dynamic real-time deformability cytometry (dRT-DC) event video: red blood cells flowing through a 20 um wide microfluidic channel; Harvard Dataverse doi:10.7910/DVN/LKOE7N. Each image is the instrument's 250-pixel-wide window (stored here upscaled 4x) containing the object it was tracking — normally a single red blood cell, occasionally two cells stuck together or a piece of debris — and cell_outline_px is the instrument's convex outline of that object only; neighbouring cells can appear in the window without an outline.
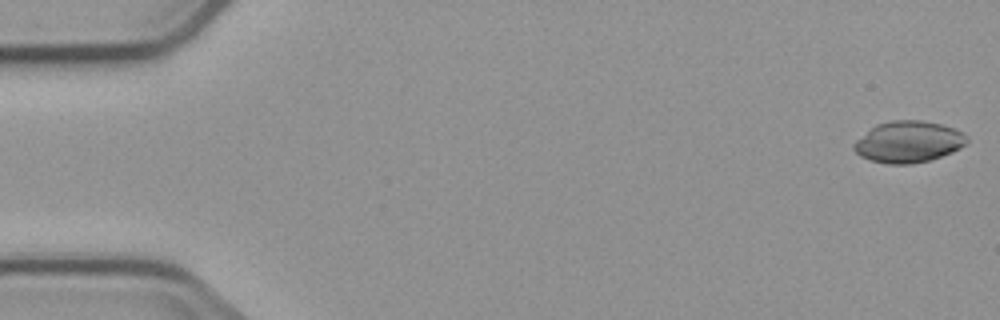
{"species": "common noctule bat (a hibernating species)", "species_latin": "Nyctalus noctula", "temperature_condition": "cold", "stored_images_in_passage": 6, "camera_frame_rate_fps": 3000, "um_per_image_px": 0.085, "animal": {"sex": "male", "body_mass_g": 23.1, "forearm_length_mm": 52.7}, "frame": {"image": 1, "passage_image": 1, "time_ms": 0.0, "image_size_px": [1000, 320], "cell_outline_px": [[968, 140], [960, 148], [952, 152], [928, 160], [912, 164], [888, 164], [872, 160], [860, 156], [852, 148], [852, 144], [856, 140], [876, 124], [892, 120], [920, 120], [940, 124], [952, 128], [968, 136]], "centroid_in_image_um": [77.18, 12.05], "position_along_channel_um": 7.8, "area_um2": 27.05}}
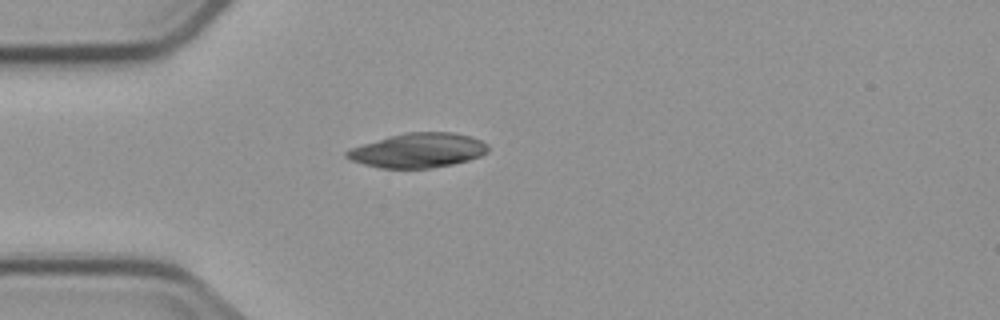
{"frame": {"image": 2, "passage_image": 5, "time_ms": 4.667, "image_size_px": [1000, 320], "cell_outline_px": [[488, 152], [480, 156], [468, 160], [452, 164], [432, 168], [380, 168], [364, 164], [352, 160], [344, 156], [344, 152], [348, 148], [392, 136], [408, 132], [452, 132], [468, 136], [480, 140], [488, 144]], "centroid_in_image_um": [35.53, 12.79], "position_along_channel_um": 49.5, "area_um2": 28.21}}